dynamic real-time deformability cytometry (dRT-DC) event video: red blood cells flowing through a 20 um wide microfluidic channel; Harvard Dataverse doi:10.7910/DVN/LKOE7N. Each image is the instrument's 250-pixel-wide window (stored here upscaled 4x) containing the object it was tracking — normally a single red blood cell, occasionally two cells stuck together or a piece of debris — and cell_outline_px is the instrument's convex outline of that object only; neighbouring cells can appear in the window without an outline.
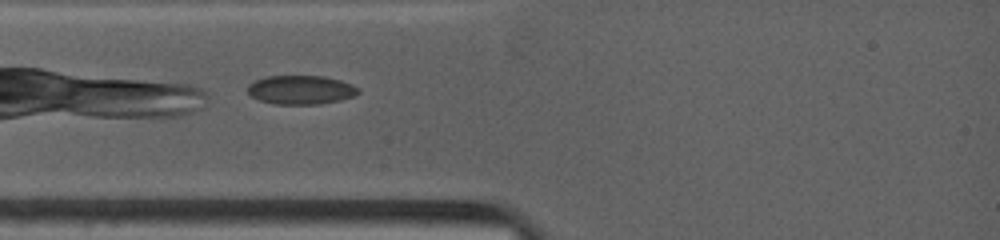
{"species": "common noctule bat (a hibernating species)", "species_latin": "Nyctalus noctula", "temperature_condition": "warm", "stored_images_in_passage": 2, "camera_frame_rate_fps": 4500, "um_per_image_px": 0.085, "animal": {"sex": "female", "body_mass_g": 19.0, "forearm_length_mm": 53.3}, "frame": {"image": 1, "passage_image": 2, "time_ms": 0.444, "image_size_px": [1000, 240], "cell_outline_px": [[360, 92], [352, 96], [340, 100], [320, 104], [276, 104], [260, 100], [252, 96], [248, 92], [248, 84], [264, 76], [324, 76], [340, 80], [352, 84], [360, 88]], "centroid_in_image_um": [25.59, 7.63], "position_along_channel_um": 59.4, "area_um2": 18.61}}